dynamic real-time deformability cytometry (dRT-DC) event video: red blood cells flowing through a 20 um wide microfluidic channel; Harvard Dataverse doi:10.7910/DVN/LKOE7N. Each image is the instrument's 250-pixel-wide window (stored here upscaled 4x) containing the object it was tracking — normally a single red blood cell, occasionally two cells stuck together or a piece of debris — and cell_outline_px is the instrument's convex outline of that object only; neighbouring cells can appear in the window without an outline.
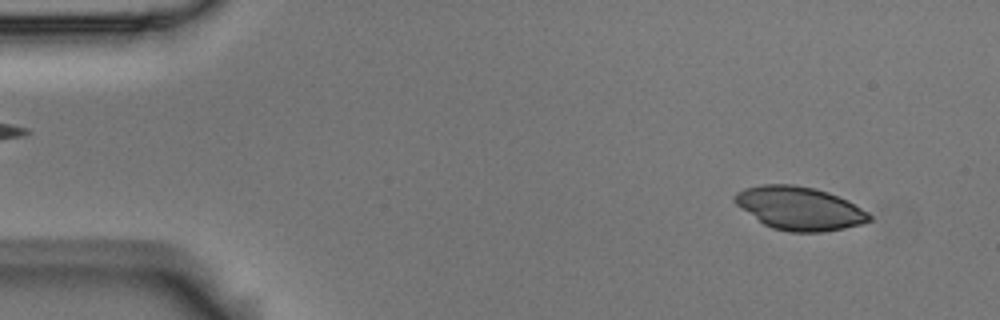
{"species": "Egyptian fruit bat (a non-hibernating species)", "species_latin": "Rousettus aegyptiacus", "temperature_condition": "room temperature", "stored_images_in_passage": 53, "camera_frame_rate_fps": 3000, "um_per_image_px": 0.085, "animal": {"sex": "male"}, "frame": {"image": 1, "passage_image": 4, "time_ms": 1.0, "image_size_px": [1000, 320], "cell_outline_px": [[872, 220], [860, 224], [844, 228], [824, 232], [788, 232], [772, 228], [764, 224], [740, 208], [732, 200], [732, 196], [736, 192], [744, 188], [760, 184], [792, 184], [816, 188], [828, 192], [848, 200], [868, 212], [872, 216]], "centroid_in_image_um": [67.93, 17.7], "position_along_channel_um": 17.1, "area_um2": 34.22}}